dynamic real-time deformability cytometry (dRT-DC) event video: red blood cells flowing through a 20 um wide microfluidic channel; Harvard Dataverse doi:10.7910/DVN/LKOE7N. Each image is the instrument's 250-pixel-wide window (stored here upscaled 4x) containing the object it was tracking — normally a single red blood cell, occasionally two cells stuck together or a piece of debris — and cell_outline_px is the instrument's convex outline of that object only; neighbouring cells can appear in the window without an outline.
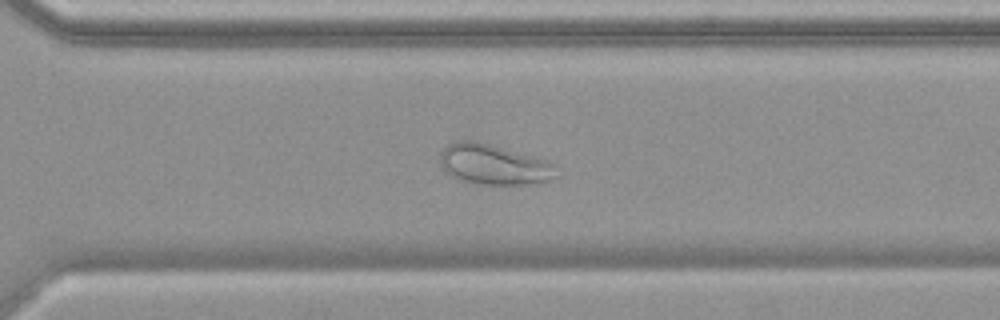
{"species": "common noctule bat (a hibernating species)", "species_latin": "Nyctalus noctula", "temperature_condition": "warm", "stored_images_in_passage": 54, "camera_frame_rate_fps": 3000, "um_per_image_px": 0.085, "animal": {"sex": "female", "body_mass_g": 19.9}, "frame": {"image": 1, "passage_image": 39, "time_ms": 12.667, "image_size_px": [1000, 320], "cell_outline_px": [[560, 176], [540, 184], [472, 184], [456, 180], [444, 172], [440, 164], [440, 156], [444, 148], [448, 144], [460, 140], [476, 140], [548, 160], [556, 164]], "centroid_in_image_um": [42.01, 14.0], "position_along_channel_um": 328.6, "area_um2": 28.15}}
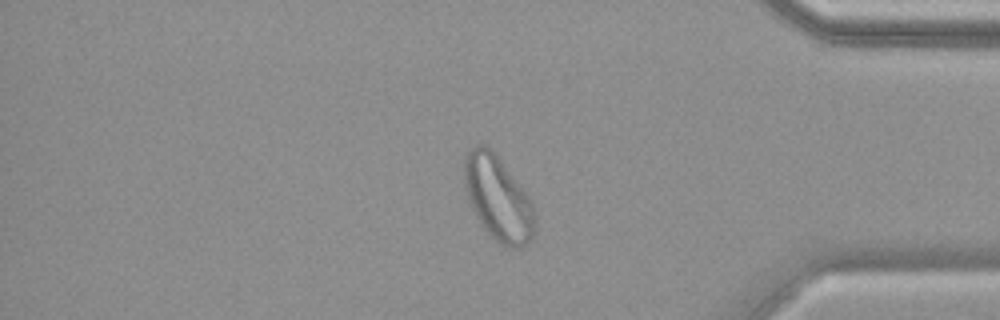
{"frame": {"image": 2, "passage_image": 46, "time_ms": 15.0, "image_size_px": [1000, 320], "cell_outline_px": [[536, 224], [532, 236], [528, 244], [520, 248], [508, 248], [496, 240], [480, 224], [472, 208], [464, 184], [464, 160], [468, 152], [476, 144], [484, 144], [492, 148], [528, 196], [532, 204], [536, 220]], "centroid_in_image_um": [42.34, 16.86], "position_along_channel_um": 392.9, "area_um2": 34.62}}